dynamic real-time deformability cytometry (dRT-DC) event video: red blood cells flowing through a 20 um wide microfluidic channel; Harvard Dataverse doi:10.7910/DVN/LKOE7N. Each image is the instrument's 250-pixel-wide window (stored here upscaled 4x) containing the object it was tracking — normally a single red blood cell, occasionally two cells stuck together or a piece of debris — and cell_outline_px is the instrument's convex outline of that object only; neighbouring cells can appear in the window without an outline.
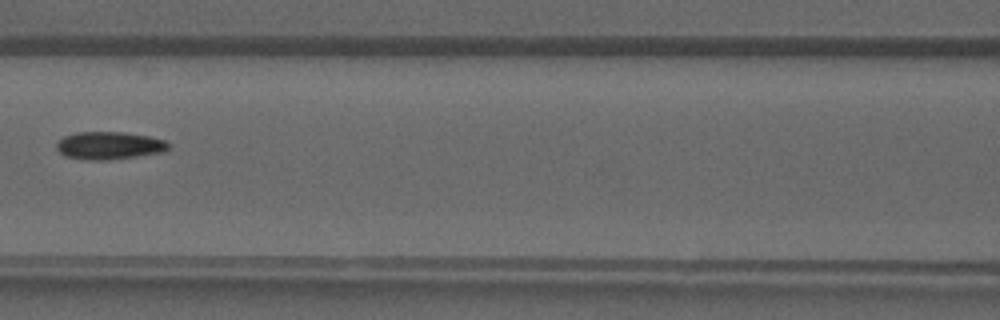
{"species": "common noctule bat (a hibernating species)", "species_latin": "Nyctalus noctula", "temperature_condition": "warm", "stored_images_in_passage": 33, "camera_frame_rate_fps": 3000, "um_per_image_px": 0.085, "animal": {"sex": "male", "forearm_length_mm": 52.5}, "frame": {"image": 1, "passage_image": 11, "time_ms": 3.333, "image_size_px": [1000, 320], "cell_outline_px": [[168, 148], [164, 152], [108, 160], [84, 160], [68, 156], [60, 152], [56, 148], [56, 144], [64, 136], [76, 132], [124, 132], [148, 136], [164, 140], [168, 144]], "centroid_in_image_um": [9.27, 12.37], "position_along_channel_um": 157.3, "area_um2": 17.92}}
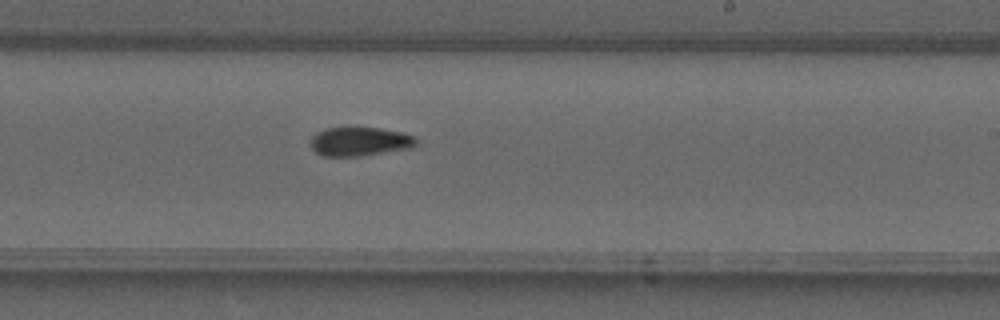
{"frame": {"image": 2, "passage_image": 17, "time_ms": 5.333, "image_size_px": [1000, 320], "cell_outline_px": [[420, 144], [416, 148], [360, 156], [324, 156], [316, 152], [308, 144], [312, 136], [316, 132], [324, 128], [348, 124], [380, 128], [404, 132], [416, 136]], "centroid_in_image_um": [30.62, 11.98], "position_along_channel_um": 258.4, "area_um2": 19.13}}
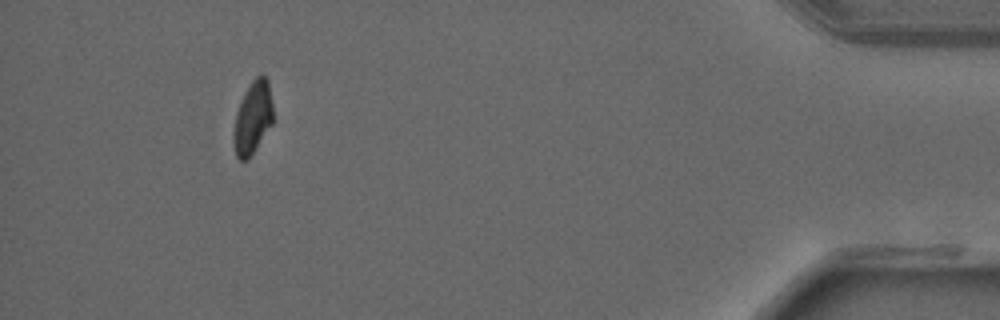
{"frame": {"image": 3, "passage_image": 30, "time_ms": 9.667, "image_size_px": [1000, 320], "cell_outline_px": [[272, 124], [248, 160], [240, 160], [236, 156], [232, 140], [232, 132], [236, 112], [244, 92], [252, 80], [256, 76], [264, 76], [268, 80], [272, 104]], "centroid_in_image_um": [21.45, 10.03], "position_along_channel_um": 413.7, "area_um2": 16.76}}